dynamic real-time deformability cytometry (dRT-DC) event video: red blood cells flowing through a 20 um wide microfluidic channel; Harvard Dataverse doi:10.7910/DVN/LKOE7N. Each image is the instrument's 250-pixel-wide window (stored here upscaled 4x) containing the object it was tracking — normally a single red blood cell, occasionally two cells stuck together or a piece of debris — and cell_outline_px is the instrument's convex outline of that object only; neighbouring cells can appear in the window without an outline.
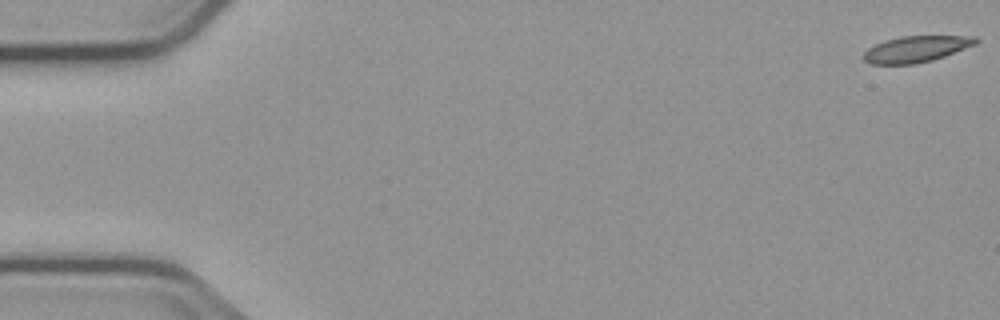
{"species": "common noctule bat (a hibernating species)", "species_latin": "Nyctalus noctula", "temperature_condition": "cold", "stored_images_in_passage": 4, "camera_frame_rate_fps": 3000, "um_per_image_px": 0.085, "animal": {"sex": "male", "body_mass_g": 23.1, "forearm_length_mm": 52.7}, "frame": {"image": 1, "passage_image": 1, "time_ms": 0.0, "image_size_px": [1000, 320], "cell_outline_px": [[980, 40], [976, 44], [944, 56], [932, 60], [916, 64], [868, 64], [864, 60], [864, 52], [868, 48], [884, 40], [900, 36], [976, 36]], "centroid_in_image_um": [77.87, 4.17], "position_along_channel_um": 7.1, "area_um2": 17.17}}